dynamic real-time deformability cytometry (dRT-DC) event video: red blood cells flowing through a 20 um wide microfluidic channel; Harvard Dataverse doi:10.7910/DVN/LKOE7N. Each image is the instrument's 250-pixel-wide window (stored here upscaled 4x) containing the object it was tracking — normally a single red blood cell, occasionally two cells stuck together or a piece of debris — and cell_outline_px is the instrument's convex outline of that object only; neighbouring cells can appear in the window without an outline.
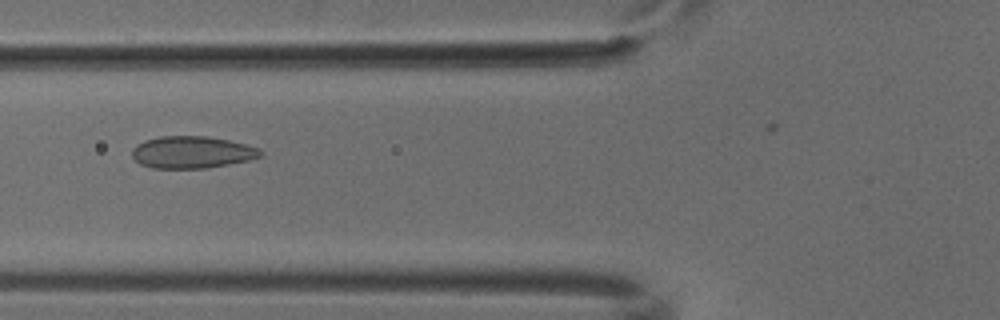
{"species": "common noctule bat (a hibernating species)", "species_latin": "Nyctalus noctula", "temperature_condition": "cold", "stored_images_in_passage": 5, "camera_frame_rate_fps": 3000, "um_per_image_px": 0.085, "animal": {"sex": "male", "body_mass_g": 18.8}, "frame": {"image": 1, "passage_image": 5, "time_ms": 1.333, "image_size_px": [1000, 320], "cell_outline_px": [[264, 152], [260, 156], [248, 160], [228, 164], [204, 168], [152, 168], [140, 164], [132, 156], [132, 148], [136, 144], [144, 140], [160, 136], [208, 136], [228, 140], [260, 148]], "centroid_in_image_um": [16.29, 12.93], "position_along_channel_um": 109.5, "area_um2": 23.99}}